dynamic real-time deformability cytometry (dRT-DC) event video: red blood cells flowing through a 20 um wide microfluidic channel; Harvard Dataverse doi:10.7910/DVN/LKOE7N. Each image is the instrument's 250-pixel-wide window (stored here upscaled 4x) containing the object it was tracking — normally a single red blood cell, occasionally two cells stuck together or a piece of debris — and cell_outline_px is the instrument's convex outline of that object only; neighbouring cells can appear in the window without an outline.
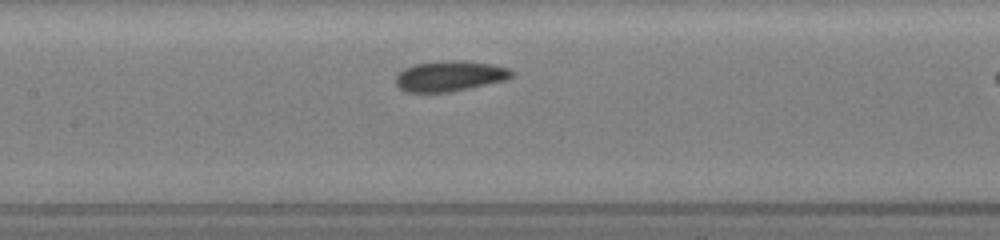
{"species": "common noctule bat (a hibernating species)", "species_latin": "Nyctalus noctula", "temperature_condition": "room temperature", "stored_images_in_passage": 9, "segment_of_instrument_passage": [2, 2], "camera_frame_rate_fps": 3000, "um_per_image_px": 0.085, "animal": {"sex": "female", "body_mass_g": 19.5, "forearm_length_mm": 54.1}, "frame": {"image": 1, "passage_image": 9, "time_ms": 5.0, "image_size_px": [1000, 240], "cell_outline_px": [[516, 72], [512, 76], [504, 80], [468, 88], [448, 92], [404, 92], [396, 84], [396, 72], [404, 68], [416, 64], [444, 60], [464, 60], [492, 64], [508, 68]], "centroid_in_image_um": [38.21, 6.45], "position_along_channel_um": 169.2, "area_um2": 20.63}}